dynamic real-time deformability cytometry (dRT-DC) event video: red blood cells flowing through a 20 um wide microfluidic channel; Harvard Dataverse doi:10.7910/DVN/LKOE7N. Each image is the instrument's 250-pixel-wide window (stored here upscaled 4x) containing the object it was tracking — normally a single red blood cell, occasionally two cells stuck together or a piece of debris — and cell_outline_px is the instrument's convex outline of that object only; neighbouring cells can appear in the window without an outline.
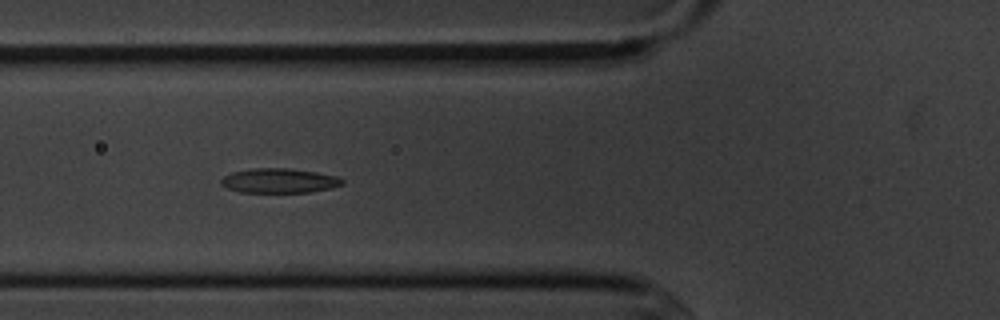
{"species": "common noctule bat (a hibernating species)", "species_latin": "Nyctalus noctula", "temperature_condition": "cold", "stored_images_in_passage": 6, "camera_frame_rate_fps": 3000, "um_per_image_px": 0.085, "animal": {"sex": "male", "body_mass_g": 20.1, "forearm_length_mm": 53.5}, "frame": {"image": 1, "passage_image": 5, "time_ms": 5.333, "image_size_px": [1000, 320], "cell_outline_px": [[344, 184], [332, 188], [308, 192], [240, 192], [228, 188], [220, 184], [220, 180], [224, 176], [232, 172], [252, 168], [288, 168], [316, 172], [336, 176], [344, 180]], "centroid_in_image_um": [23.73, 15.35], "position_along_channel_um": 102.1, "area_um2": 17.34}}
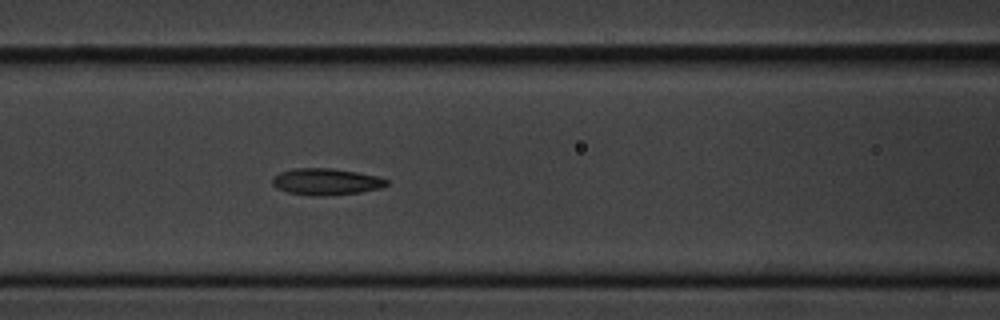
{"frame": {"image": 2, "passage_image": 6, "time_ms": 6.333, "image_size_px": [1000, 320], "cell_outline_px": [[388, 184], [380, 188], [360, 192], [320, 196], [312, 196], [288, 192], [276, 188], [272, 184], [272, 176], [280, 172], [296, 168], [332, 168], [356, 172], [376, 176], [388, 180]], "centroid_in_image_um": [27.67, 15.44], "position_along_channel_um": 138.9, "area_um2": 17.63}}